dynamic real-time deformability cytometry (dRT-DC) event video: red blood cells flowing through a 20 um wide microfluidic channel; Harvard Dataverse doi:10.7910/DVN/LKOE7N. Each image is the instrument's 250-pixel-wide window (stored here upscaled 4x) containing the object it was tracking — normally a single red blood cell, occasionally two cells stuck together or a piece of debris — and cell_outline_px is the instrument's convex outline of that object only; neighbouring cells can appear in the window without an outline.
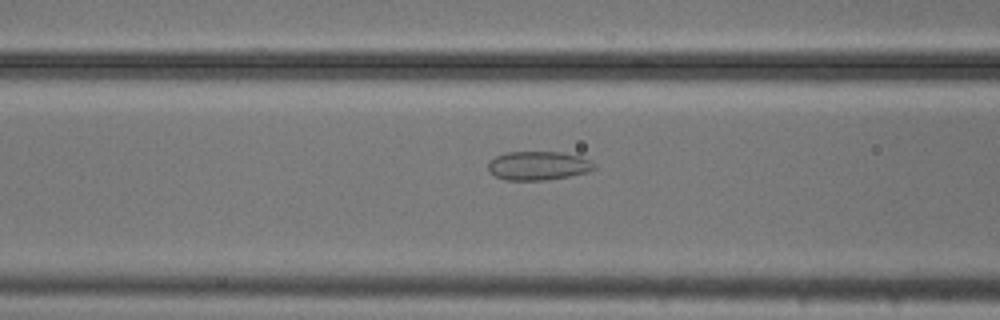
{"species": "common noctule bat (a hibernating species)", "species_latin": "Nyctalus noctula", "temperature_condition": "cold", "stored_images_in_passage": 54, "camera_frame_rate_fps": 3000, "um_per_image_px": 0.085, "animal": {"sex": "male", "body_mass_g": 20.5, "forearm_length_mm": 52.5}, "frame": {"image": 1, "passage_image": 21, "time_ms": 6.667, "image_size_px": [1000, 320], "cell_outline_px": [[596, 168], [588, 172], [568, 176], [544, 180], [504, 180], [488, 172], [488, 160], [504, 152], [560, 152], [580, 156], [596, 164]], "centroid_in_image_um": [45.71, 14.08], "position_along_channel_um": 120.9, "area_um2": 17.92}}
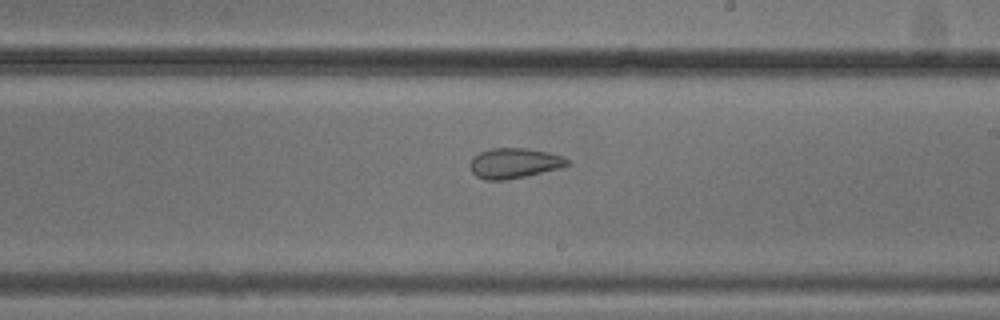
{"frame": {"image": 2, "passage_image": 31, "time_ms": 10.0, "image_size_px": [1000, 320], "cell_outline_px": [[572, 164], [560, 168], [508, 180], [484, 180], [476, 176], [472, 172], [468, 164], [472, 156], [480, 152], [492, 148], [528, 148], [548, 152], [560, 156], [568, 160]], "centroid_in_image_um": [43.67, 13.87], "position_along_channel_um": 245.3, "area_um2": 17.28}}
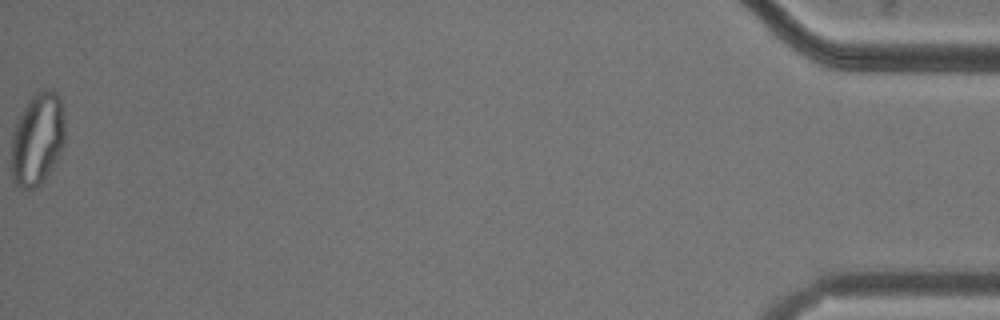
{"frame": {"image": 3, "passage_image": 54, "time_ms": 17.667, "image_size_px": [1000, 320], "cell_outline_px": [[64, 140], [52, 168], [44, 180], [36, 188], [24, 188], [16, 184], [12, 180], [12, 136], [16, 120], [32, 96], [36, 92], [44, 88], [52, 88], [60, 96], [64, 120]], "centroid_in_image_um": [3.18, 11.78], "position_along_channel_um": 432.0, "area_um2": 28.73}, "authors_computed_cell_mechanics": {"area_um2": 23.3223, "velocity_mm_per_s": 3.7301, "shape_relaxation_time_tau1_ms": null, "shape_relaxation_time_tau2_ms": 1.4378, "deformation_change_tau1": null, "deformation_change_tau2": 0.0637}}